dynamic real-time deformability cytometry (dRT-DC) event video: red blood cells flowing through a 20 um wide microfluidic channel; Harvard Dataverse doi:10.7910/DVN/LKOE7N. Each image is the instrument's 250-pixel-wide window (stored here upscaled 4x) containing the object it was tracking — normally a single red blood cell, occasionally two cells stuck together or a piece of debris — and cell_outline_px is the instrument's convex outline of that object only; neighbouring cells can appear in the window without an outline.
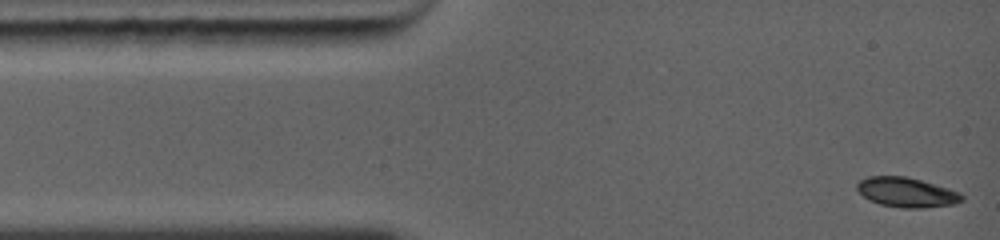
{"species": "common noctule bat (a hibernating species)", "species_latin": "Nyctalus noctula", "temperature_condition": "warm", "stored_images_in_passage": 12, "camera_frame_rate_fps": 5000, "um_per_image_px": 0.085, "animal": {"sex": "female", "body_mass_g": 19.0, "forearm_length_mm": 56.7}, "frame": {"image": 1, "passage_image": 1, "time_ms": 0.0, "image_size_px": [1000, 240], "cell_outline_px": [[964, 200], [952, 204], [924, 208], [904, 208], [880, 204], [868, 200], [856, 188], [856, 184], [860, 180], [868, 176], [904, 176], [920, 180], [948, 188], [960, 192], [964, 196]], "centroid_in_image_um": [77.06, 16.35], "position_along_channel_um": 7.9, "area_um2": 18.09}}
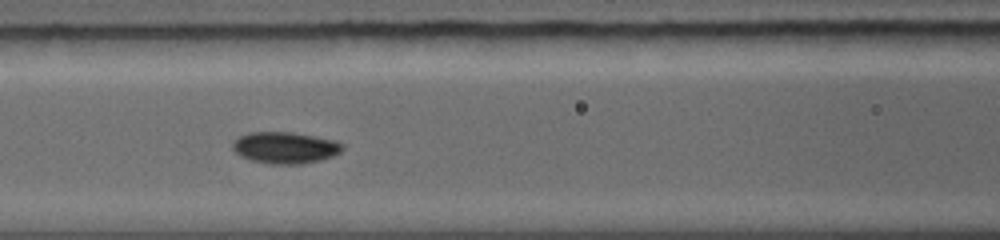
{"frame": {"image": 2, "passage_image": 9, "time_ms": 4.6, "image_size_px": [1000, 240], "cell_outline_px": [[344, 148], [340, 152], [332, 156], [320, 160], [304, 164], [268, 164], [252, 160], [240, 156], [232, 148], [232, 140], [248, 132], [292, 132], [336, 140], [344, 144]], "centroid_in_image_um": [24.23, 12.55], "position_along_channel_um": 142.4, "area_um2": 20.4}}
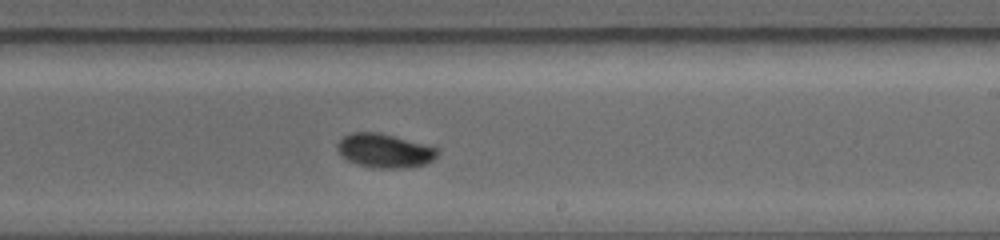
{"frame": {"image": 3, "passage_image": 12, "time_ms": 7.2, "image_size_px": [1000, 240], "cell_outline_px": [[440, 152], [432, 160], [424, 164], [408, 168], [376, 168], [356, 164], [340, 156], [336, 148], [336, 144], [344, 136], [352, 132], [380, 132], [440, 148]], "centroid_in_image_um": [32.68, 12.81], "position_along_channel_um": 256.3, "area_um2": 20.06}}